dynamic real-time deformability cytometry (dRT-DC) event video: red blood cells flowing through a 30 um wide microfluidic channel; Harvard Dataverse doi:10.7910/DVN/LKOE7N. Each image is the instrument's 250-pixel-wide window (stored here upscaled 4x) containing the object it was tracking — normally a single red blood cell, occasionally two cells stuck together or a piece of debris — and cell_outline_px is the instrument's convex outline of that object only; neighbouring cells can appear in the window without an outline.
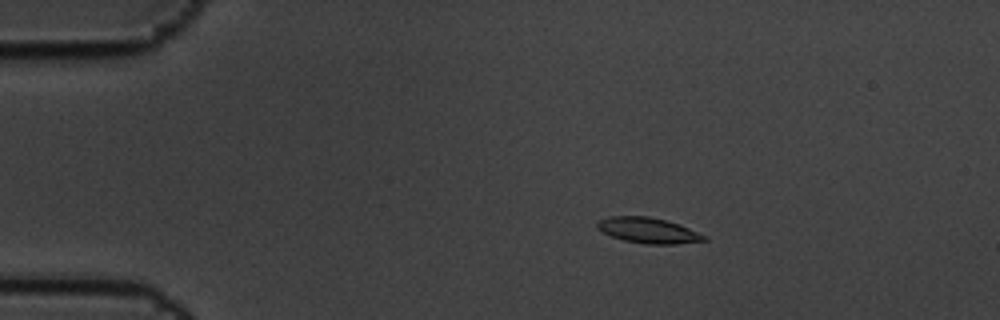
{"species": "common noctule bat (a hibernating species)", "species_latin": "Nyctalus noctula", "temperature_condition": "cold", "stored_images_in_passage": 3, "camera_frame_rate_fps": 3000, "um_per_image_px": 0.085, "animal": {"sex": "male", "body_mass_g": 19.5, "forearm_length_mm": 54.6}, "frame": {"image": 1, "passage_image": 1, "time_ms": 0.0, "image_size_px": [1000, 320], "cell_outline_px": [[708, 240], [676, 244], [644, 244], [624, 240], [612, 236], [596, 228], [596, 224], [600, 220], [608, 216], [648, 216], [664, 220], [688, 228], [708, 236]], "centroid_in_image_um": [55.1, 19.59], "position_along_channel_um": 29.9, "area_um2": 15.78}}